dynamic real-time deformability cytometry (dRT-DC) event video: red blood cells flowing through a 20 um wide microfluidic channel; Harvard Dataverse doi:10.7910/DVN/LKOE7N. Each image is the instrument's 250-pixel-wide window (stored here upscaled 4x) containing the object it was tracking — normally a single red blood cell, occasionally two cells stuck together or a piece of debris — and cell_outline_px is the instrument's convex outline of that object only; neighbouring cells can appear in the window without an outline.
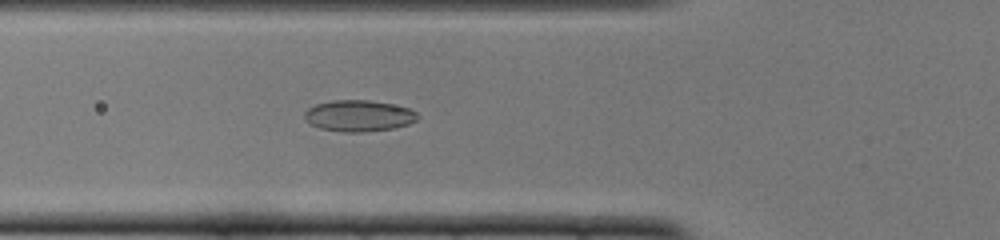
{"species": "common noctule bat (a hibernating species)", "species_latin": "Nyctalus noctula", "temperature_condition": "cold", "stored_images_in_passage": 37, "camera_frame_rate_fps": 3000, "um_per_image_px": 0.085, "animal": {"sex": "female", "body_mass_g": 22.0, "forearm_length_mm": 56.7}, "frame": {"image": 1, "passage_image": 9, "time_ms": 2.667, "image_size_px": [1000, 240], "cell_outline_px": [[420, 116], [416, 120], [408, 124], [392, 128], [364, 132], [340, 132], [320, 128], [304, 120], [304, 112], [308, 108], [316, 104], [332, 100], [368, 100], [392, 104], [408, 108], [416, 112]], "centroid_in_image_um": [30.47, 9.84], "position_along_channel_um": 95.3, "area_um2": 20.63}}
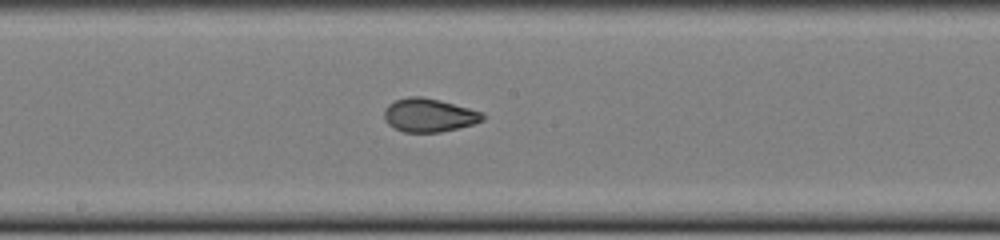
{"frame": {"image": 2, "passage_image": 18, "time_ms": 5.667, "image_size_px": [1000, 240], "cell_outline_px": [[484, 120], [472, 124], [440, 132], [404, 132], [392, 128], [384, 120], [384, 108], [388, 104], [396, 100], [408, 96], [420, 96], [440, 100], [484, 112]], "centroid_in_image_um": [36.43, 9.78], "position_along_channel_um": 211.8, "area_um2": 19.31}}
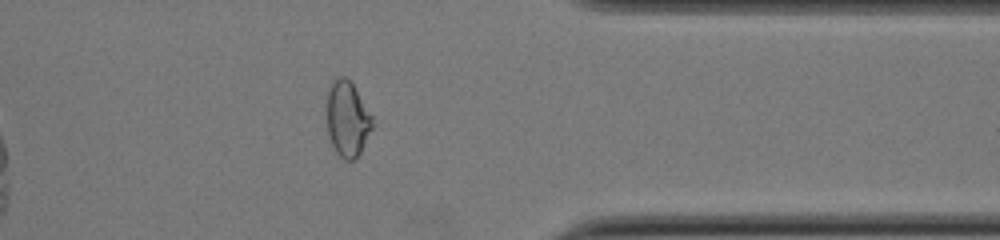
{"frame": {"image": 3, "passage_image": 32, "time_ms": 10.333, "image_size_px": [1000, 240], "cell_outline_px": [[376, 124], [356, 160], [344, 160], [336, 152], [328, 136], [328, 92], [332, 80], [340, 76], [344, 76], [352, 84], [372, 116]], "centroid_in_image_um": [29.56, 10.16], "position_along_channel_um": 381.8, "area_um2": 20.0}, "authors_computed_cell_mechanics": {"area_um2": 19.8254, "velocity_mm_per_s": 3.875, "shape_relaxation_time_tau1_ms": null, "shape_relaxation_time_tau2_ms": 1.0615, "deformation_change_tau1": null, "deformation_change_tau2": 0.0548}}